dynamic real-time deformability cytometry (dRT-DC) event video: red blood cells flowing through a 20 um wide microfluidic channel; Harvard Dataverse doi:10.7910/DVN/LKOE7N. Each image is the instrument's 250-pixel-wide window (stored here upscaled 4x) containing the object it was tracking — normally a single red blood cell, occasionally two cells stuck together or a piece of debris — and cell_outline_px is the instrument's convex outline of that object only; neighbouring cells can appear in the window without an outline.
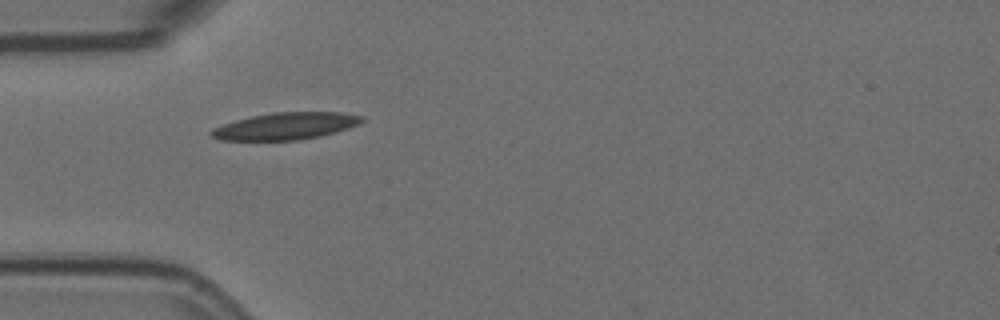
{"species": "Egyptian fruit bat (a non-hibernating species)", "species_latin": "Rousettus aegyptiacus", "temperature_condition": "room temperature", "stored_images_in_passage": 4, "camera_frame_rate_fps": 3000, "um_per_image_px": 0.085, "animal": {"sex": "female"}, "frame": {"image": 1, "passage_image": 1, "time_ms": 0.0, "image_size_px": [1000, 320], "cell_outline_px": [[364, 120], [348, 128], [336, 132], [320, 136], [296, 140], [220, 140], [212, 136], [208, 132], [212, 128], [236, 120], [252, 116], [272, 112], [340, 112], [364, 116]], "centroid_in_image_um": [24.27, 10.71], "position_along_channel_um": 60.7, "area_um2": 23.58}}
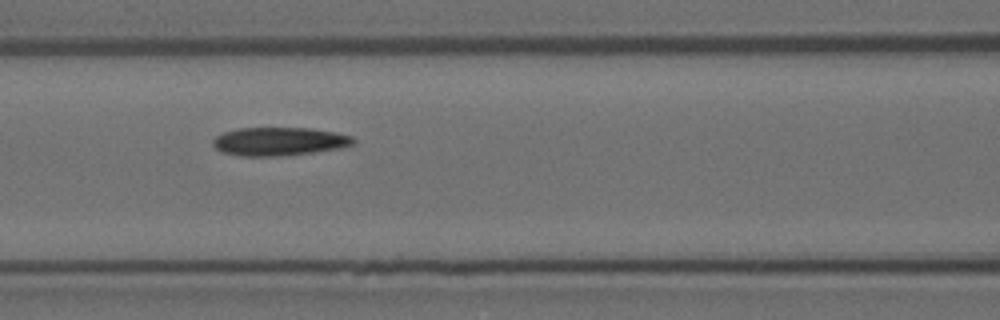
{"frame": {"image": 2, "passage_image": 3, "time_ms": 0.667, "image_size_px": [1000, 320], "cell_outline_px": [[356, 140], [352, 144], [340, 148], [312, 152], [276, 156], [240, 156], [220, 152], [212, 144], [212, 140], [216, 136], [224, 132], [240, 128], [312, 128], [336, 132], [352, 136]], "centroid_in_image_um": [23.71, 12.02], "position_along_channel_um": 142.9, "area_um2": 23.18}}
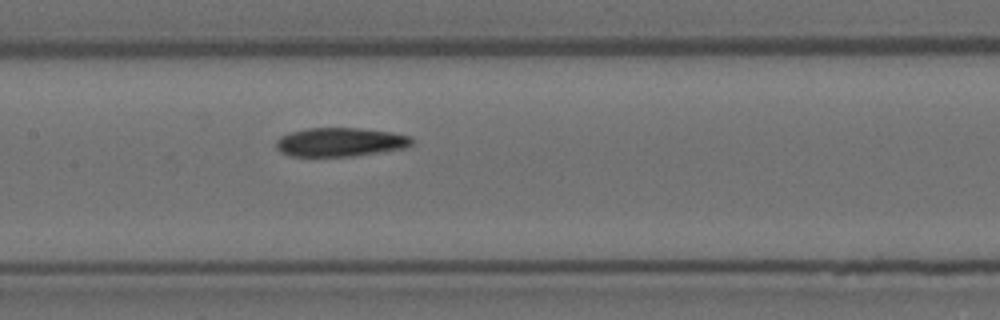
{"frame": {"image": 3, "passage_image": 4, "time_ms": 1.0, "image_size_px": [1000, 320], "cell_outline_px": [[416, 140], [412, 144], [404, 148], [352, 156], [292, 156], [280, 152], [276, 148], [276, 140], [280, 136], [292, 132], [308, 128], [360, 128], [392, 132], [412, 136]], "centroid_in_image_um": [28.94, 12.07], "position_along_channel_um": 178.5, "area_um2": 22.83}}